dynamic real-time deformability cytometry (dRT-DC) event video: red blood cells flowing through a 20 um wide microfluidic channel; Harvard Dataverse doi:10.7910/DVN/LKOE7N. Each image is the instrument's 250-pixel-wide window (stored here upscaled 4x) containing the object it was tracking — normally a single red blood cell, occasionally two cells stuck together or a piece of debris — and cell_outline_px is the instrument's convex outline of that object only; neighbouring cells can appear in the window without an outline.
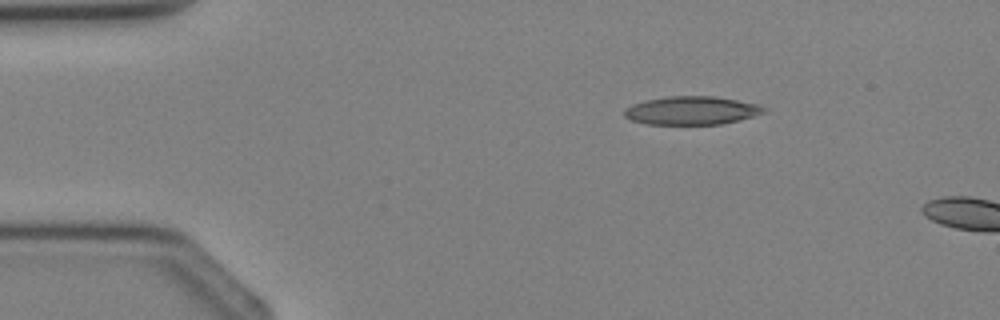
{"species": "Egyptian fruit bat (a non-hibernating species)", "species_latin": "Rousettus aegyptiacus", "temperature_condition": "cold", "stored_images_in_passage": 2, "camera_frame_rate_fps": 3000, "um_per_image_px": 0.085, "animal": {"sex": "female"}, "frame": {"image": 1, "passage_image": 1, "time_ms": 0.0, "image_size_px": [1000, 320], "cell_outline_px": [[764, 112], [752, 116], [720, 124], [648, 124], [632, 120], [624, 116], [624, 108], [632, 104], [648, 100], [668, 96], [712, 96], [760, 104], [764, 108]], "centroid_in_image_um": [58.75, 9.39], "position_along_channel_um": 26.3, "area_um2": 22.72}}